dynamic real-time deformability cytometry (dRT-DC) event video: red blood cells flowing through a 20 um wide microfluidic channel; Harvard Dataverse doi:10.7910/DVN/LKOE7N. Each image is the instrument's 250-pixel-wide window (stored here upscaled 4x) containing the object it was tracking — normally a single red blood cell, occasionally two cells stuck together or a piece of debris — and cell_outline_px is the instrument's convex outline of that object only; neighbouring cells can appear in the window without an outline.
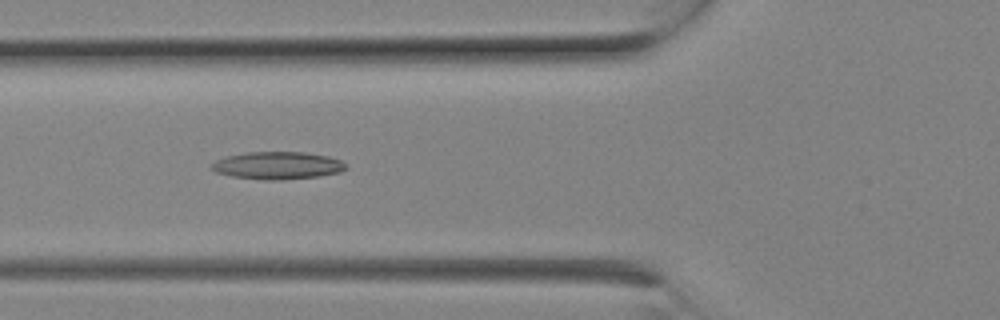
{"species": "Egyptian fruit bat (a non-hibernating species)", "species_latin": "Rousettus aegyptiacus", "temperature_condition": "room temperature", "stored_images_in_passage": 9, "camera_frame_rate_fps": 3000, "um_per_image_px": 0.085, "animal": {"sex": "female"}, "frame": {"image": 1, "passage_image": 8, "time_ms": 2.333, "image_size_px": [1000, 320], "cell_outline_px": [[348, 168], [340, 172], [320, 176], [280, 180], [264, 180], [232, 176], [216, 172], [208, 164], [216, 160], [228, 156], [248, 152], [304, 152], [328, 156], [340, 160], [348, 164]], "centroid_in_image_um": [23.62, 14.07], "position_along_channel_um": 102.2, "area_um2": 21.62}}
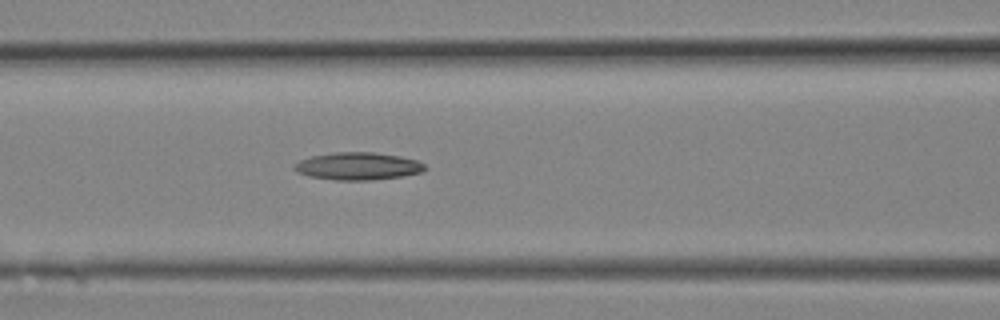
{"frame": {"image": 2, "passage_image": 9, "time_ms": 2.667, "image_size_px": [1000, 320], "cell_outline_px": [[428, 168], [424, 172], [404, 176], [372, 180], [336, 180], [308, 176], [296, 172], [292, 168], [300, 160], [312, 156], [336, 152], [372, 152], [400, 156], [416, 160], [424, 164]], "centroid_in_image_um": [30.45, 14.13], "position_along_channel_um": 136.1, "area_um2": 21.04}}